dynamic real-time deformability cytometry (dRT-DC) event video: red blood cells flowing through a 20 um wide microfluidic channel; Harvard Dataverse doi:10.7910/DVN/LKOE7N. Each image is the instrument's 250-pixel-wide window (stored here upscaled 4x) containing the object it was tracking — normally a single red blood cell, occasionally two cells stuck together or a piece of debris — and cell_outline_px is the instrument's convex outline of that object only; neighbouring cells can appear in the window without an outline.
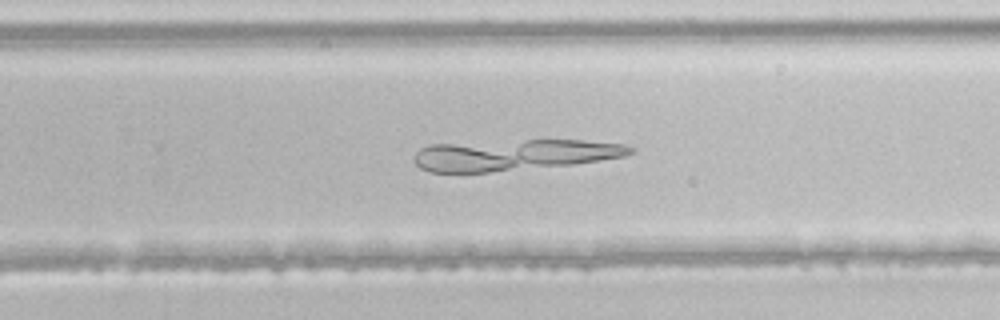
{"species": "common noctule bat (a hibernating species)", "species_latin": "Nyctalus noctula", "temperature_condition": "room temperature", "stored_images_in_passage": 40, "camera_frame_rate_fps": 3000, "um_per_image_px": 0.085, "animal": {"sex": "male", "body_mass_g": 21.5, "forearm_length_mm": 52.0}, "frame": {"image": 1, "passage_image": 29, "time_ms": 9.333, "image_size_px": [1000, 320], "cell_outline_px": [[636, 152], [624, 156], [600, 160], [572, 164], [488, 172], [432, 172], [420, 168], [412, 160], [412, 156], [420, 148], [428, 144], [528, 140], [584, 140], [624, 144], [636, 148]], "centroid_in_image_um": [43.68, 13.16], "position_along_channel_um": 286.1, "area_um2": 39.13}}